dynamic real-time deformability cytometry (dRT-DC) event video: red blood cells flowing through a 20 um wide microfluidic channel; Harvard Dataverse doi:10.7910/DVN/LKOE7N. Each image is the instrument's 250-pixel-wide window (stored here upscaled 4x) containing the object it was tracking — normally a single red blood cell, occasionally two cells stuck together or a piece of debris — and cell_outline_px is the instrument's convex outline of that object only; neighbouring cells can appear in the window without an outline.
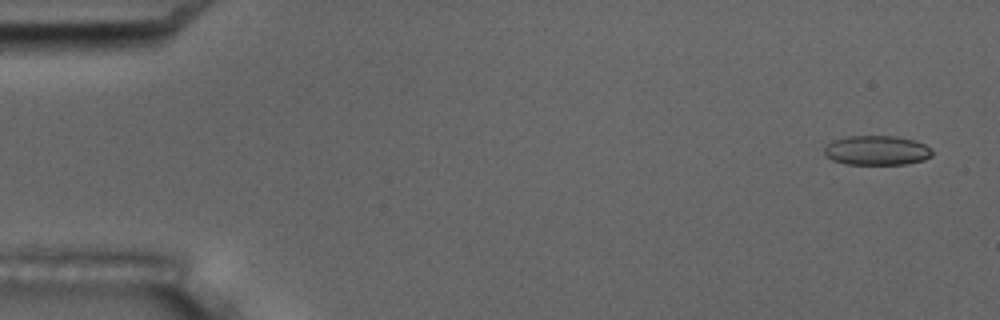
{"species": "common noctule bat (a hibernating species)", "species_latin": "Nyctalus noctula", "temperature_condition": "room temperature", "stored_images_in_passage": 5, "camera_frame_rate_fps": 3000, "um_per_image_px": 0.085, "animal": {"sex": "male", "body_mass_g": 17.5, "forearm_length_mm": 52.3}, "frame": {"image": 1, "passage_image": 1, "time_ms": 0.0, "image_size_px": [1000, 320], "cell_outline_px": [[932, 156], [924, 160], [908, 164], [844, 164], [832, 160], [824, 152], [824, 148], [832, 140], [848, 136], [896, 136], [916, 140], [932, 148]], "centroid_in_image_um": [74.56, 12.78], "position_along_channel_um": 10.4, "area_um2": 18.73}}
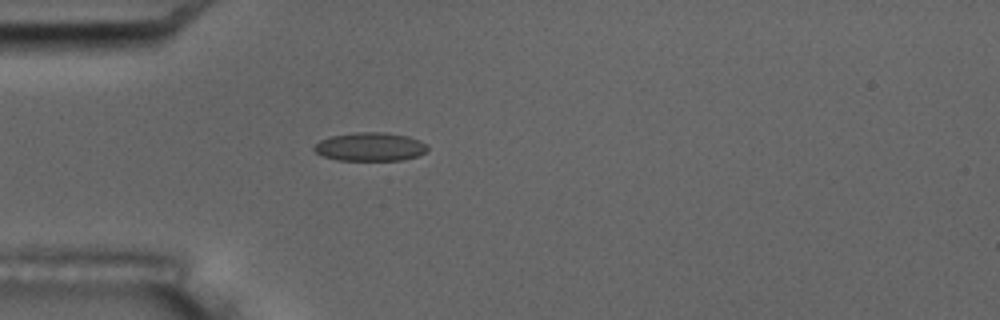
{"frame": {"image": 2, "passage_image": 5, "time_ms": 4.667, "image_size_px": [1000, 320], "cell_outline_px": [[428, 148], [424, 152], [416, 156], [400, 160], [336, 160], [324, 156], [316, 152], [312, 148], [320, 140], [332, 136], [356, 132], [384, 132], [408, 136], [420, 140], [428, 144]], "centroid_in_image_um": [31.47, 12.47], "position_along_channel_um": 53.5, "area_um2": 18.79}}